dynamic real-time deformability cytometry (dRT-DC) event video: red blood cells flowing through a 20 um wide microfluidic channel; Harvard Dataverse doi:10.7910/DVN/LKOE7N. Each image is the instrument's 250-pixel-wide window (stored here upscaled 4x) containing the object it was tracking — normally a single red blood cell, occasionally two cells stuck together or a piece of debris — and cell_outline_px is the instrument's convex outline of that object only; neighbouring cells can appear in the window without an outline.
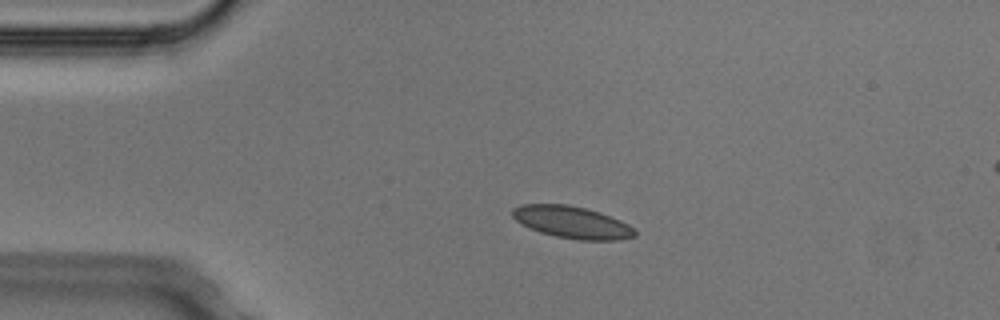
{"species": "Egyptian fruit bat (a non-hibernating species)", "species_latin": "Rousettus aegyptiacus", "temperature_condition": "cold", "stored_images_in_passage": 4, "camera_frame_rate_fps": 3000, "um_per_image_px": 0.085, "animal": {"sex": "male"}, "frame": {"image": 1, "passage_image": 2, "time_ms": 0.333, "image_size_px": [1000, 320], "cell_outline_px": [[636, 236], [620, 240], [580, 240], [556, 236], [540, 232], [520, 224], [512, 216], [512, 208], [520, 204], [568, 204], [600, 212], [620, 220], [636, 228]], "centroid_in_image_um": [48.63, 18.89], "position_along_channel_um": 36.4, "area_um2": 23.0}}